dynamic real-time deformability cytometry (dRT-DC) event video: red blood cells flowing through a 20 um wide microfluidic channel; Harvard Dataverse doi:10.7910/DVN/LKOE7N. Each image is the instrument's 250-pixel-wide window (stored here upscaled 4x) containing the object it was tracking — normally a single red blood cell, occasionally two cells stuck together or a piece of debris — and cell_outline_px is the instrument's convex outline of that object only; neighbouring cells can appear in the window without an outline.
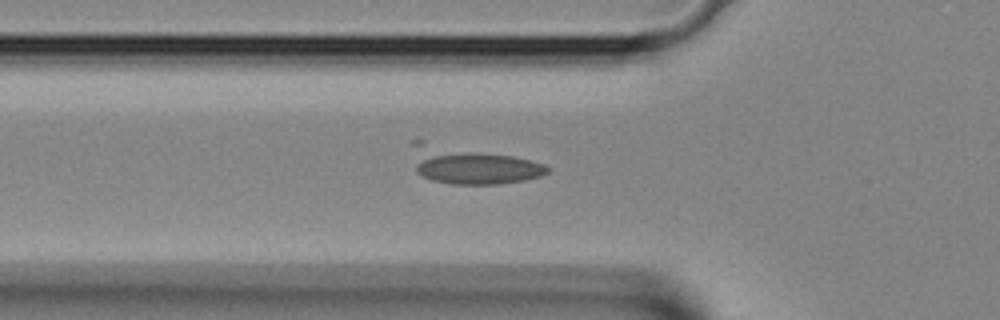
{"species": "Egyptian fruit bat (a non-hibernating species)", "species_latin": "Rousettus aegyptiacus", "temperature_condition": "room temperature", "stored_images_in_passage": 26, "camera_frame_rate_fps": 3000, "um_per_image_px": 0.085, "animal": {"sex": "female"}, "frame": {"image": 1, "passage_image": 8, "time_ms": 2.333, "image_size_px": [1000, 320], "cell_outline_px": [[552, 168], [548, 172], [540, 176], [524, 180], [496, 184], [452, 184], [432, 180], [416, 172], [412, 144], [412, 140], [424, 140], [512, 156], [532, 160], [544, 164]], "centroid_in_image_um": [40.08, 14.02], "position_along_channel_um": 85.7, "area_um2": 29.36}}
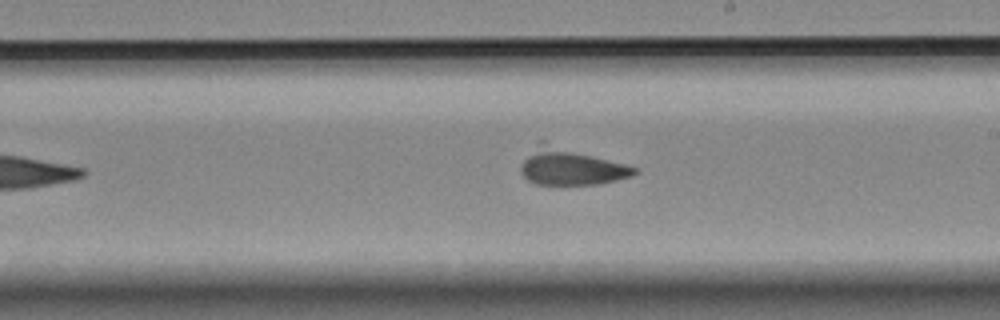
{"frame": {"image": 2, "passage_image": 17, "time_ms": 5.333, "image_size_px": [1000, 320], "cell_outline_px": [[636, 172], [632, 176], [616, 180], [596, 184], [536, 184], [528, 180], [520, 172], [520, 168], [524, 160], [540, 140], [544, 140], [624, 164], [636, 168]], "centroid_in_image_um": [48.48, 14.15], "position_along_channel_um": 240.5, "area_um2": 23.99}}
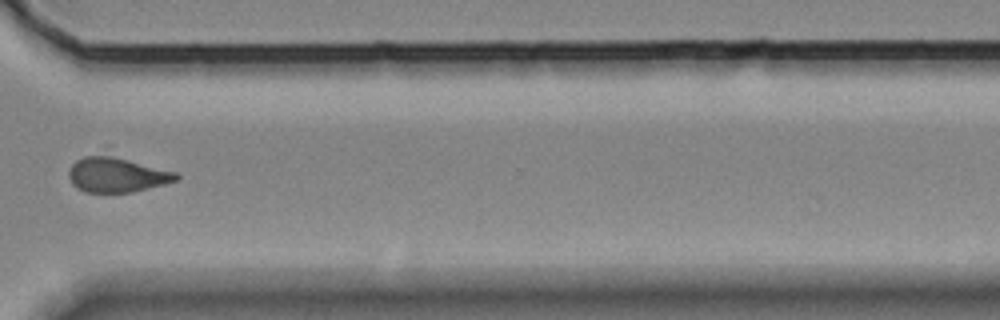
{"frame": {"image": 3, "passage_image": 24, "time_ms": 7.667, "image_size_px": [1000, 320], "cell_outline_px": [[180, 176], [176, 180], [164, 184], [128, 192], [84, 192], [76, 188], [72, 184], [68, 176], [68, 172], [72, 164], [76, 160], [108, 144], [176, 172]], "centroid_in_image_um": [9.95, 14.62], "position_along_channel_um": 360.7, "area_um2": 25.09}}